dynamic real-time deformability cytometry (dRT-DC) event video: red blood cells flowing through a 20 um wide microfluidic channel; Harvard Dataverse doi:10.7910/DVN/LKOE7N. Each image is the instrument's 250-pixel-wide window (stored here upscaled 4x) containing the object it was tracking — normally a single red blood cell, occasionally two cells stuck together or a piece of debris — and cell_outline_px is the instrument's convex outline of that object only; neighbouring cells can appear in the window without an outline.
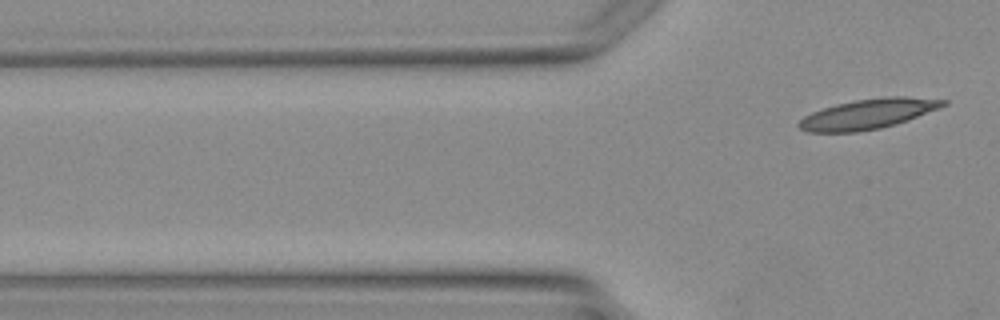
{"species": "Egyptian fruit bat (a non-hibernating species)", "species_latin": "Rousettus aegyptiacus", "temperature_condition": "warm", "stored_images_in_passage": 3, "camera_frame_rate_fps": 3000, "um_per_image_px": 0.085, "animal": {"sex": "female"}, "frame": {"image": 1, "passage_image": 3, "time_ms": 2.333, "image_size_px": [1000, 320], "cell_outline_px": [[948, 104], [896, 124], [880, 128], [856, 132], [808, 132], [800, 128], [796, 124], [804, 116], [812, 112], [836, 104], [856, 100], [884, 96], [904, 96], [948, 100]], "centroid_in_image_um": [73.76, 9.68], "position_along_channel_um": 52.0, "area_um2": 25.03}}